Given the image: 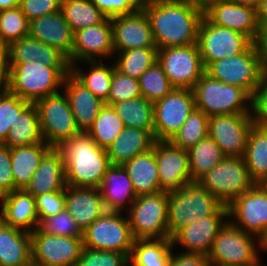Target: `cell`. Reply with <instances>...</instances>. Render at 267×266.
Returning <instances> with one entry per match:
<instances>
[{
	"label": "cell",
	"instance_id": "obj_1",
	"mask_svg": "<svg viewBox=\"0 0 267 266\" xmlns=\"http://www.w3.org/2000/svg\"><path fill=\"white\" fill-rule=\"evenodd\" d=\"M157 49L197 44L204 10L184 0L145 5Z\"/></svg>",
	"mask_w": 267,
	"mask_h": 266
},
{
	"label": "cell",
	"instance_id": "obj_2",
	"mask_svg": "<svg viewBox=\"0 0 267 266\" xmlns=\"http://www.w3.org/2000/svg\"><path fill=\"white\" fill-rule=\"evenodd\" d=\"M64 161L67 186L98 189L111 166L107 151L85 132L56 147Z\"/></svg>",
	"mask_w": 267,
	"mask_h": 266
},
{
	"label": "cell",
	"instance_id": "obj_3",
	"mask_svg": "<svg viewBox=\"0 0 267 266\" xmlns=\"http://www.w3.org/2000/svg\"><path fill=\"white\" fill-rule=\"evenodd\" d=\"M205 72L224 84L244 89L252 97L266 79V54L253 42L243 53L212 62Z\"/></svg>",
	"mask_w": 267,
	"mask_h": 266
},
{
	"label": "cell",
	"instance_id": "obj_4",
	"mask_svg": "<svg viewBox=\"0 0 267 266\" xmlns=\"http://www.w3.org/2000/svg\"><path fill=\"white\" fill-rule=\"evenodd\" d=\"M223 205L197 181L168 192L167 230L172 237L182 227L199 218L217 214Z\"/></svg>",
	"mask_w": 267,
	"mask_h": 266
},
{
	"label": "cell",
	"instance_id": "obj_5",
	"mask_svg": "<svg viewBox=\"0 0 267 266\" xmlns=\"http://www.w3.org/2000/svg\"><path fill=\"white\" fill-rule=\"evenodd\" d=\"M70 67H48L39 62L9 64V92L35 103L60 92Z\"/></svg>",
	"mask_w": 267,
	"mask_h": 266
},
{
	"label": "cell",
	"instance_id": "obj_6",
	"mask_svg": "<svg viewBox=\"0 0 267 266\" xmlns=\"http://www.w3.org/2000/svg\"><path fill=\"white\" fill-rule=\"evenodd\" d=\"M196 108L208 117L227 114H251L252 97L242 88L224 84L206 72L192 89Z\"/></svg>",
	"mask_w": 267,
	"mask_h": 266
},
{
	"label": "cell",
	"instance_id": "obj_7",
	"mask_svg": "<svg viewBox=\"0 0 267 266\" xmlns=\"http://www.w3.org/2000/svg\"><path fill=\"white\" fill-rule=\"evenodd\" d=\"M257 236L235 227L228 221L219 231L208 254L210 265L262 266ZM257 244V245H256Z\"/></svg>",
	"mask_w": 267,
	"mask_h": 266
},
{
	"label": "cell",
	"instance_id": "obj_8",
	"mask_svg": "<svg viewBox=\"0 0 267 266\" xmlns=\"http://www.w3.org/2000/svg\"><path fill=\"white\" fill-rule=\"evenodd\" d=\"M168 192L137 196L128 211V222L135 240L171 238L167 230Z\"/></svg>",
	"mask_w": 267,
	"mask_h": 266
},
{
	"label": "cell",
	"instance_id": "obj_9",
	"mask_svg": "<svg viewBox=\"0 0 267 266\" xmlns=\"http://www.w3.org/2000/svg\"><path fill=\"white\" fill-rule=\"evenodd\" d=\"M197 182L225 206H229L255 184L243 157H225Z\"/></svg>",
	"mask_w": 267,
	"mask_h": 266
},
{
	"label": "cell",
	"instance_id": "obj_10",
	"mask_svg": "<svg viewBox=\"0 0 267 266\" xmlns=\"http://www.w3.org/2000/svg\"><path fill=\"white\" fill-rule=\"evenodd\" d=\"M37 108L44 142L58 147L62 142L81 134L63 91L39 99Z\"/></svg>",
	"mask_w": 267,
	"mask_h": 266
},
{
	"label": "cell",
	"instance_id": "obj_11",
	"mask_svg": "<svg viewBox=\"0 0 267 266\" xmlns=\"http://www.w3.org/2000/svg\"><path fill=\"white\" fill-rule=\"evenodd\" d=\"M134 240L123 212L106 211L83 231V247L120 252L129 257Z\"/></svg>",
	"mask_w": 267,
	"mask_h": 266
},
{
	"label": "cell",
	"instance_id": "obj_12",
	"mask_svg": "<svg viewBox=\"0 0 267 266\" xmlns=\"http://www.w3.org/2000/svg\"><path fill=\"white\" fill-rule=\"evenodd\" d=\"M252 43L246 35L215 25L205 15L200 21L197 45L205 69L214 61L243 53Z\"/></svg>",
	"mask_w": 267,
	"mask_h": 266
},
{
	"label": "cell",
	"instance_id": "obj_13",
	"mask_svg": "<svg viewBox=\"0 0 267 266\" xmlns=\"http://www.w3.org/2000/svg\"><path fill=\"white\" fill-rule=\"evenodd\" d=\"M157 62L173 88L192 90L205 73L197 44L158 49Z\"/></svg>",
	"mask_w": 267,
	"mask_h": 266
},
{
	"label": "cell",
	"instance_id": "obj_14",
	"mask_svg": "<svg viewBox=\"0 0 267 266\" xmlns=\"http://www.w3.org/2000/svg\"><path fill=\"white\" fill-rule=\"evenodd\" d=\"M154 105V138L169 141L196 108L193 90L173 88Z\"/></svg>",
	"mask_w": 267,
	"mask_h": 266
},
{
	"label": "cell",
	"instance_id": "obj_15",
	"mask_svg": "<svg viewBox=\"0 0 267 266\" xmlns=\"http://www.w3.org/2000/svg\"><path fill=\"white\" fill-rule=\"evenodd\" d=\"M253 125L251 114L215 115L209 117L208 135L225 157H243Z\"/></svg>",
	"mask_w": 267,
	"mask_h": 266
},
{
	"label": "cell",
	"instance_id": "obj_16",
	"mask_svg": "<svg viewBox=\"0 0 267 266\" xmlns=\"http://www.w3.org/2000/svg\"><path fill=\"white\" fill-rule=\"evenodd\" d=\"M228 210L229 221L235 227L258 237L267 225V187L264 184H254L236 198L228 206Z\"/></svg>",
	"mask_w": 267,
	"mask_h": 266
},
{
	"label": "cell",
	"instance_id": "obj_17",
	"mask_svg": "<svg viewBox=\"0 0 267 266\" xmlns=\"http://www.w3.org/2000/svg\"><path fill=\"white\" fill-rule=\"evenodd\" d=\"M32 236V264L36 266H76L83 237Z\"/></svg>",
	"mask_w": 267,
	"mask_h": 266
},
{
	"label": "cell",
	"instance_id": "obj_18",
	"mask_svg": "<svg viewBox=\"0 0 267 266\" xmlns=\"http://www.w3.org/2000/svg\"><path fill=\"white\" fill-rule=\"evenodd\" d=\"M228 218V206H224L215 215L199 218L182 227L171 237L172 246L179 244L187 249L186 253L208 256L217 234L229 221Z\"/></svg>",
	"mask_w": 267,
	"mask_h": 266
},
{
	"label": "cell",
	"instance_id": "obj_19",
	"mask_svg": "<svg viewBox=\"0 0 267 266\" xmlns=\"http://www.w3.org/2000/svg\"><path fill=\"white\" fill-rule=\"evenodd\" d=\"M114 54V55H113ZM115 56L111 19L105 18L101 23L74 32L72 55L69 65L83 61L103 60Z\"/></svg>",
	"mask_w": 267,
	"mask_h": 266
},
{
	"label": "cell",
	"instance_id": "obj_20",
	"mask_svg": "<svg viewBox=\"0 0 267 266\" xmlns=\"http://www.w3.org/2000/svg\"><path fill=\"white\" fill-rule=\"evenodd\" d=\"M158 165L159 183L163 191H173L192 182L188 152L169 141H155L153 144Z\"/></svg>",
	"mask_w": 267,
	"mask_h": 266
},
{
	"label": "cell",
	"instance_id": "obj_21",
	"mask_svg": "<svg viewBox=\"0 0 267 266\" xmlns=\"http://www.w3.org/2000/svg\"><path fill=\"white\" fill-rule=\"evenodd\" d=\"M110 19L115 53L128 49L156 47L149 18L143 9Z\"/></svg>",
	"mask_w": 267,
	"mask_h": 266
},
{
	"label": "cell",
	"instance_id": "obj_22",
	"mask_svg": "<svg viewBox=\"0 0 267 266\" xmlns=\"http://www.w3.org/2000/svg\"><path fill=\"white\" fill-rule=\"evenodd\" d=\"M204 15L215 25L242 33L254 43L259 41L261 28L257 21L256 8L216 0L204 10Z\"/></svg>",
	"mask_w": 267,
	"mask_h": 266
},
{
	"label": "cell",
	"instance_id": "obj_23",
	"mask_svg": "<svg viewBox=\"0 0 267 266\" xmlns=\"http://www.w3.org/2000/svg\"><path fill=\"white\" fill-rule=\"evenodd\" d=\"M29 36L57 48L67 58L72 55L74 32L61 10L32 19L29 24Z\"/></svg>",
	"mask_w": 267,
	"mask_h": 266
},
{
	"label": "cell",
	"instance_id": "obj_24",
	"mask_svg": "<svg viewBox=\"0 0 267 266\" xmlns=\"http://www.w3.org/2000/svg\"><path fill=\"white\" fill-rule=\"evenodd\" d=\"M63 92L81 132H87L105 103L81 84L70 72L64 77Z\"/></svg>",
	"mask_w": 267,
	"mask_h": 266
},
{
	"label": "cell",
	"instance_id": "obj_25",
	"mask_svg": "<svg viewBox=\"0 0 267 266\" xmlns=\"http://www.w3.org/2000/svg\"><path fill=\"white\" fill-rule=\"evenodd\" d=\"M0 220L9 226L32 233L38 224L35 198L25 189H16L0 197Z\"/></svg>",
	"mask_w": 267,
	"mask_h": 266
},
{
	"label": "cell",
	"instance_id": "obj_26",
	"mask_svg": "<svg viewBox=\"0 0 267 266\" xmlns=\"http://www.w3.org/2000/svg\"><path fill=\"white\" fill-rule=\"evenodd\" d=\"M65 209L82 231L106 212L98 189L74 186L65 187Z\"/></svg>",
	"mask_w": 267,
	"mask_h": 266
},
{
	"label": "cell",
	"instance_id": "obj_27",
	"mask_svg": "<svg viewBox=\"0 0 267 266\" xmlns=\"http://www.w3.org/2000/svg\"><path fill=\"white\" fill-rule=\"evenodd\" d=\"M6 48L9 64L39 62L48 67H70L68 58L57 48L30 36L16 40Z\"/></svg>",
	"mask_w": 267,
	"mask_h": 266
},
{
	"label": "cell",
	"instance_id": "obj_28",
	"mask_svg": "<svg viewBox=\"0 0 267 266\" xmlns=\"http://www.w3.org/2000/svg\"><path fill=\"white\" fill-rule=\"evenodd\" d=\"M67 186L64 161L61 152L51 147L41 159L25 190L34 197L58 190Z\"/></svg>",
	"mask_w": 267,
	"mask_h": 266
},
{
	"label": "cell",
	"instance_id": "obj_29",
	"mask_svg": "<svg viewBox=\"0 0 267 266\" xmlns=\"http://www.w3.org/2000/svg\"><path fill=\"white\" fill-rule=\"evenodd\" d=\"M155 141L154 130L124 127L121 134L106 148L110 164L123 166L135 156L150 151Z\"/></svg>",
	"mask_w": 267,
	"mask_h": 266
},
{
	"label": "cell",
	"instance_id": "obj_30",
	"mask_svg": "<svg viewBox=\"0 0 267 266\" xmlns=\"http://www.w3.org/2000/svg\"><path fill=\"white\" fill-rule=\"evenodd\" d=\"M106 207V211L123 212L133 204L137 195L133 184L123 166L111 165L98 188ZM130 203V204H129Z\"/></svg>",
	"mask_w": 267,
	"mask_h": 266
},
{
	"label": "cell",
	"instance_id": "obj_31",
	"mask_svg": "<svg viewBox=\"0 0 267 266\" xmlns=\"http://www.w3.org/2000/svg\"><path fill=\"white\" fill-rule=\"evenodd\" d=\"M31 264V233L6 225L0 220V266H29Z\"/></svg>",
	"mask_w": 267,
	"mask_h": 266
},
{
	"label": "cell",
	"instance_id": "obj_32",
	"mask_svg": "<svg viewBox=\"0 0 267 266\" xmlns=\"http://www.w3.org/2000/svg\"><path fill=\"white\" fill-rule=\"evenodd\" d=\"M137 196L162 191L154 149L137 155L123 165Z\"/></svg>",
	"mask_w": 267,
	"mask_h": 266
},
{
	"label": "cell",
	"instance_id": "obj_33",
	"mask_svg": "<svg viewBox=\"0 0 267 266\" xmlns=\"http://www.w3.org/2000/svg\"><path fill=\"white\" fill-rule=\"evenodd\" d=\"M50 148L46 143L10 148L15 189L26 188L41 159Z\"/></svg>",
	"mask_w": 267,
	"mask_h": 266
},
{
	"label": "cell",
	"instance_id": "obj_34",
	"mask_svg": "<svg viewBox=\"0 0 267 266\" xmlns=\"http://www.w3.org/2000/svg\"><path fill=\"white\" fill-rule=\"evenodd\" d=\"M45 143L36 105L29 103L16 117V121L1 143L9 148Z\"/></svg>",
	"mask_w": 267,
	"mask_h": 266
},
{
	"label": "cell",
	"instance_id": "obj_35",
	"mask_svg": "<svg viewBox=\"0 0 267 266\" xmlns=\"http://www.w3.org/2000/svg\"><path fill=\"white\" fill-rule=\"evenodd\" d=\"M243 159L251 180L264 184L267 180V129L252 126Z\"/></svg>",
	"mask_w": 267,
	"mask_h": 266
},
{
	"label": "cell",
	"instance_id": "obj_36",
	"mask_svg": "<svg viewBox=\"0 0 267 266\" xmlns=\"http://www.w3.org/2000/svg\"><path fill=\"white\" fill-rule=\"evenodd\" d=\"M173 249L171 238L134 240L129 263L131 266H170Z\"/></svg>",
	"mask_w": 267,
	"mask_h": 266
},
{
	"label": "cell",
	"instance_id": "obj_37",
	"mask_svg": "<svg viewBox=\"0 0 267 266\" xmlns=\"http://www.w3.org/2000/svg\"><path fill=\"white\" fill-rule=\"evenodd\" d=\"M83 62L91 66L87 73L79 69L78 63L70 65V73L96 97L105 102L110 92L114 64L108 66V64L101 63V60Z\"/></svg>",
	"mask_w": 267,
	"mask_h": 266
},
{
	"label": "cell",
	"instance_id": "obj_38",
	"mask_svg": "<svg viewBox=\"0 0 267 266\" xmlns=\"http://www.w3.org/2000/svg\"><path fill=\"white\" fill-rule=\"evenodd\" d=\"M187 152L192 181H198L225 158L220 147L209 135Z\"/></svg>",
	"mask_w": 267,
	"mask_h": 266
},
{
	"label": "cell",
	"instance_id": "obj_39",
	"mask_svg": "<svg viewBox=\"0 0 267 266\" xmlns=\"http://www.w3.org/2000/svg\"><path fill=\"white\" fill-rule=\"evenodd\" d=\"M112 107L125 127L154 129V105L143 96L116 103Z\"/></svg>",
	"mask_w": 267,
	"mask_h": 266
},
{
	"label": "cell",
	"instance_id": "obj_40",
	"mask_svg": "<svg viewBox=\"0 0 267 266\" xmlns=\"http://www.w3.org/2000/svg\"><path fill=\"white\" fill-rule=\"evenodd\" d=\"M61 12L73 32L101 23L106 18L93 0H62Z\"/></svg>",
	"mask_w": 267,
	"mask_h": 266
},
{
	"label": "cell",
	"instance_id": "obj_41",
	"mask_svg": "<svg viewBox=\"0 0 267 266\" xmlns=\"http://www.w3.org/2000/svg\"><path fill=\"white\" fill-rule=\"evenodd\" d=\"M124 124L112 106L104 105L86 132L102 148H107L123 131Z\"/></svg>",
	"mask_w": 267,
	"mask_h": 266
},
{
	"label": "cell",
	"instance_id": "obj_42",
	"mask_svg": "<svg viewBox=\"0 0 267 266\" xmlns=\"http://www.w3.org/2000/svg\"><path fill=\"white\" fill-rule=\"evenodd\" d=\"M157 52L156 47L135 48L118 52L117 60L114 62L115 69L122 74L139 79L157 61Z\"/></svg>",
	"mask_w": 267,
	"mask_h": 266
},
{
	"label": "cell",
	"instance_id": "obj_43",
	"mask_svg": "<svg viewBox=\"0 0 267 266\" xmlns=\"http://www.w3.org/2000/svg\"><path fill=\"white\" fill-rule=\"evenodd\" d=\"M208 125L209 117L202 110L195 108L169 142L188 150L208 136Z\"/></svg>",
	"mask_w": 267,
	"mask_h": 266
},
{
	"label": "cell",
	"instance_id": "obj_44",
	"mask_svg": "<svg viewBox=\"0 0 267 266\" xmlns=\"http://www.w3.org/2000/svg\"><path fill=\"white\" fill-rule=\"evenodd\" d=\"M30 21L19 6L0 11V46L7 47L29 36Z\"/></svg>",
	"mask_w": 267,
	"mask_h": 266
},
{
	"label": "cell",
	"instance_id": "obj_45",
	"mask_svg": "<svg viewBox=\"0 0 267 266\" xmlns=\"http://www.w3.org/2000/svg\"><path fill=\"white\" fill-rule=\"evenodd\" d=\"M31 235H55L68 237H83V231L75 219L65 209L51 217L39 218L38 224Z\"/></svg>",
	"mask_w": 267,
	"mask_h": 266
},
{
	"label": "cell",
	"instance_id": "obj_46",
	"mask_svg": "<svg viewBox=\"0 0 267 266\" xmlns=\"http://www.w3.org/2000/svg\"><path fill=\"white\" fill-rule=\"evenodd\" d=\"M138 80L141 96L153 103L162 99L173 89L167 75L157 61Z\"/></svg>",
	"mask_w": 267,
	"mask_h": 266
},
{
	"label": "cell",
	"instance_id": "obj_47",
	"mask_svg": "<svg viewBox=\"0 0 267 266\" xmlns=\"http://www.w3.org/2000/svg\"><path fill=\"white\" fill-rule=\"evenodd\" d=\"M141 96L139 80L122 74L114 68L111 79V87L106 105L113 106L116 103L138 98Z\"/></svg>",
	"mask_w": 267,
	"mask_h": 266
},
{
	"label": "cell",
	"instance_id": "obj_48",
	"mask_svg": "<svg viewBox=\"0 0 267 266\" xmlns=\"http://www.w3.org/2000/svg\"><path fill=\"white\" fill-rule=\"evenodd\" d=\"M29 103L9 91L0 95V143L6 139L11 125L16 121L17 115Z\"/></svg>",
	"mask_w": 267,
	"mask_h": 266
},
{
	"label": "cell",
	"instance_id": "obj_49",
	"mask_svg": "<svg viewBox=\"0 0 267 266\" xmlns=\"http://www.w3.org/2000/svg\"><path fill=\"white\" fill-rule=\"evenodd\" d=\"M76 266H130L129 256L120 252L83 247Z\"/></svg>",
	"mask_w": 267,
	"mask_h": 266
},
{
	"label": "cell",
	"instance_id": "obj_50",
	"mask_svg": "<svg viewBox=\"0 0 267 266\" xmlns=\"http://www.w3.org/2000/svg\"><path fill=\"white\" fill-rule=\"evenodd\" d=\"M34 198L38 219L51 217L65 210V188Z\"/></svg>",
	"mask_w": 267,
	"mask_h": 266
},
{
	"label": "cell",
	"instance_id": "obj_51",
	"mask_svg": "<svg viewBox=\"0 0 267 266\" xmlns=\"http://www.w3.org/2000/svg\"><path fill=\"white\" fill-rule=\"evenodd\" d=\"M93 2L107 18L131 14L143 7L140 0H93Z\"/></svg>",
	"mask_w": 267,
	"mask_h": 266
},
{
	"label": "cell",
	"instance_id": "obj_52",
	"mask_svg": "<svg viewBox=\"0 0 267 266\" xmlns=\"http://www.w3.org/2000/svg\"><path fill=\"white\" fill-rule=\"evenodd\" d=\"M61 3L62 0H19V7L26 18L31 21L61 10Z\"/></svg>",
	"mask_w": 267,
	"mask_h": 266
},
{
	"label": "cell",
	"instance_id": "obj_53",
	"mask_svg": "<svg viewBox=\"0 0 267 266\" xmlns=\"http://www.w3.org/2000/svg\"><path fill=\"white\" fill-rule=\"evenodd\" d=\"M251 115L254 125L267 129V78L252 95Z\"/></svg>",
	"mask_w": 267,
	"mask_h": 266
},
{
	"label": "cell",
	"instance_id": "obj_54",
	"mask_svg": "<svg viewBox=\"0 0 267 266\" xmlns=\"http://www.w3.org/2000/svg\"><path fill=\"white\" fill-rule=\"evenodd\" d=\"M10 148L0 143V197L15 189Z\"/></svg>",
	"mask_w": 267,
	"mask_h": 266
},
{
	"label": "cell",
	"instance_id": "obj_55",
	"mask_svg": "<svg viewBox=\"0 0 267 266\" xmlns=\"http://www.w3.org/2000/svg\"><path fill=\"white\" fill-rule=\"evenodd\" d=\"M172 251L170 266H210L208 256L201 254L186 253L173 254Z\"/></svg>",
	"mask_w": 267,
	"mask_h": 266
},
{
	"label": "cell",
	"instance_id": "obj_56",
	"mask_svg": "<svg viewBox=\"0 0 267 266\" xmlns=\"http://www.w3.org/2000/svg\"><path fill=\"white\" fill-rule=\"evenodd\" d=\"M9 91V60L7 48L0 46V95Z\"/></svg>",
	"mask_w": 267,
	"mask_h": 266
},
{
	"label": "cell",
	"instance_id": "obj_57",
	"mask_svg": "<svg viewBox=\"0 0 267 266\" xmlns=\"http://www.w3.org/2000/svg\"><path fill=\"white\" fill-rule=\"evenodd\" d=\"M256 17L259 27L262 28L267 23V0H259Z\"/></svg>",
	"mask_w": 267,
	"mask_h": 266
},
{
	"label": "cell",
	"instance_id": "obj_58",
	"mask_svg": "<svg viewBox=\"0 0 267 266\" xmlns=\"http://www.w3.org/2000/svg\"><path fill=\"white\" fill-rule=\"evenodd\" d=\"M258 45L267 55V23L261 28V35L258 41Z\"/></svg>",
	"mask_w": 267,
	"mask_h": 266
},
{
	"label": "cell",
	"instance_id": "obj_59",
	"mask_svg": "<svg viewBox=\"0 0 267 266\" xmlns=\"http://www.w3.org/2000/svg\"><path fill=\"white\" fill-rule=\"evenodd\" d=\"M259 248L267 251V225L264 227V230L257 237Z\"/></svg>",
	"mask_w": 267,
	"mask_h": 266
},
{
	"label": "cell",
	"instance_id": "obj_60",
	"mask_svg": "<svg viewBox=\"0 0 267 266\" xmlns=\"http://www.w3.org/2000/svg\"><path fill=\"white\" fill-rule=\"evenodd\" d=\"M19 6V0H0V11Z\"/></svg>",
	"mask_w": 267,
	"mask_h": 266
},
{
	"label": "cell",
	"instance_id": "obj_61",
	"mask_svg": "<svg viewBox=\"0 0 267 266\" xmlns=\"http://www.w3.org/2000/svg\"><path fill=\"white\" fill-rule=\"evenodd\" d=\"M184 1L188 2L189 4L196 5L201 9L205 10L211 3H213L216 0H184Z\"/></svg>",
	"mask_w": 267,
	"mask_h": 266
},
{
	"label": "cell",
	"instance_id": "obj_62",
	"mask_svg": "<svg viewBox=\"0 0 267 266\" xmlns=\"http://www.w3.org/2000/svg\"><path fill=\"white\" fill-rule=\"evenodd\" d=\"M226 1L239 5L251 6L253 8H257L259 3V0H226Z\"/></svg>",
	"mask_w": 267,
	"mask_h": 266
},
{
	"label": "cell",
	"instance_id": "obj_63",
	"mask_svg": "<svg viewBox=\"0 0 267 266\" xmlns=\"http://www.w3.org/2000/svg\"><path fill=\"white\" fill-rule=\"evenodd\" d=\"M142 3V6L145 5H151V4H156V3H162V2H169L173 0H140Z\"/></svg>",
	"mask_w": 267,
	"mask_h": 266
},
{
	"label": "cell",
	"instance_id": "obj_64",
	"mask_svg": "<svg viewBox=\"0 0 267 266\" xmlns=\"http://www.w3.org/2000/svg\"><path fill=\"white\" fill-rule=\"evenodd\" d=\"M266 78H267V55H266Z\"/></svg>",
	"mask_w": 267,
	"mask_h": 266
}]
</instances>
